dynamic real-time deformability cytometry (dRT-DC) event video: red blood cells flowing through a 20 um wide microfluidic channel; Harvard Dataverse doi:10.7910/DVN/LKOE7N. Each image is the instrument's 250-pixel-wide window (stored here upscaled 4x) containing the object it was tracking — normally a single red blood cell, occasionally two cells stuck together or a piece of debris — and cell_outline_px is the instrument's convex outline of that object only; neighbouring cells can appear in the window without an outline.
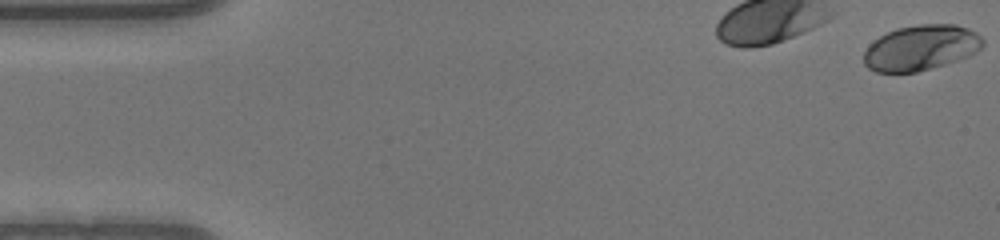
{"species": "human", "species_latin": "Homo sapiens", "temperature_condition": "warm", "stored_images_in_passage": 36, "camera_frame_rate_fps": 3000, "um_per_image_px": 0.085, "donor": {"sex": "male"}, "frame": {"image": 1, "passage_image": 1, "time_ms": 0.0, "image_size_px": [1000, 240], "cell_outline_px": [[984, 44], [976, 52], [968, 56], [944, 64], [916, 72], [876, 72], [868, 68], [864, 64], [864, 52], [868, 44], [880, 36], [896, 28], [920, 24], [956, 24], [968, 28], [976, 32], [984, 40]], "centroid_in_image_um": [78.27, 4.05], "position_along_channel_um": 6.7, "area_um2": 31.44}}
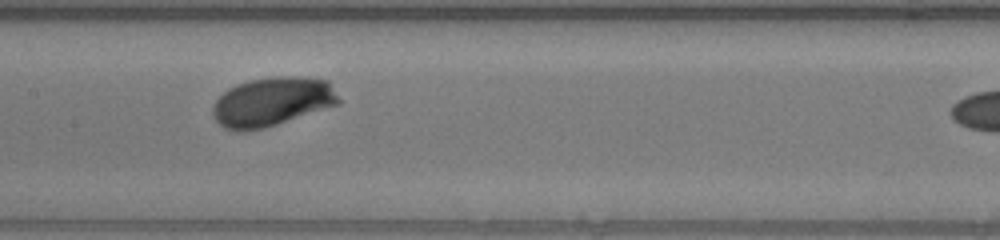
{"frame": {"image": 2, "passage_image": 20, "time_ms": 6.333, "image_size_px": [1000, 240], "cell_outline_px": [[340, 104], [264, 128], [244, 132], [236, 132], [224, 128], [212, 116], [212, 104], [228, 88], [236, 84], [248, 80], [272, 76], [300, 76], [328, 80], [340, 100]], "centroid_in_image_um": [23.1, 8.64], "position_along_channel_um": 184.3, "area_um2": 36.3}}
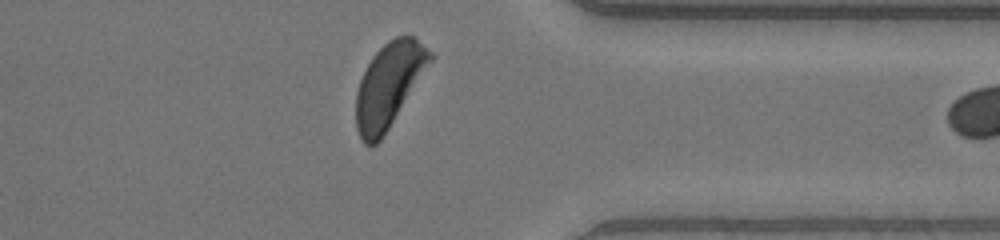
{"frame": {"image": 3, "passage_image": 35, "time_ms": 11.333, "image_size_px": [1000, 240], "cell_outline_px": [[436, 56], [380, 140], [376, 144], [364, 144], [356, 128], [356, 92], [360, 80], [372, 56], [388, 40], [396, 36], [412, 36], [432, 52]], "centroid_in_image_um": [33.06, 7.21], "position_along_channel_um": 378.3, "area_um2": 35.89}}